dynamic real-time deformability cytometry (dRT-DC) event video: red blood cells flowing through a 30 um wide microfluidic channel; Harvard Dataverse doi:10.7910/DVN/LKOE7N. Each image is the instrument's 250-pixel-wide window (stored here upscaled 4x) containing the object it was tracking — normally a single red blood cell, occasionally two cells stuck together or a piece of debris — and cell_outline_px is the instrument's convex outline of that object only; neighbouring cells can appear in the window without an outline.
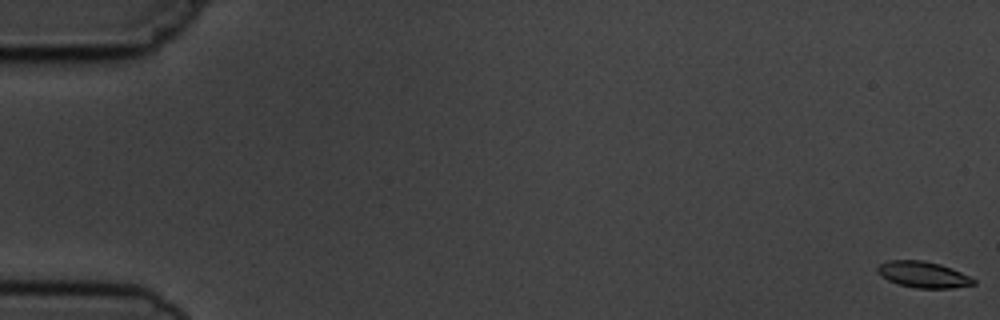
{"species": "common noctule bat (a hibernating species)", "species_latin": "Nyctalus noctula", "temperature_condition": "cold", "stored_images_in_passage": 15, "camera_frame_rate_fps": 3000, "um_per_image_px": 0.085, "animal": {"sex": "male", "body_mass_g": 19.5, "forearm_length_mm": 54.6}, "frame": {"image": 1, "passage_image": 1, "time_ms": 0.0, "image_size_px": [1000, 320], "cell_outline_px": [[976, 284], [952, 288], [916, 288], [900, 284], [888, 280], [876, 268], [880, 264], [888, 260], [920, 260], [940, 264], [952, 268], [976, 280]], "centroid_in_image_um": [78.51, 23.34], "position_along_channel_um": 6.5, "area_um2": 14.39}}
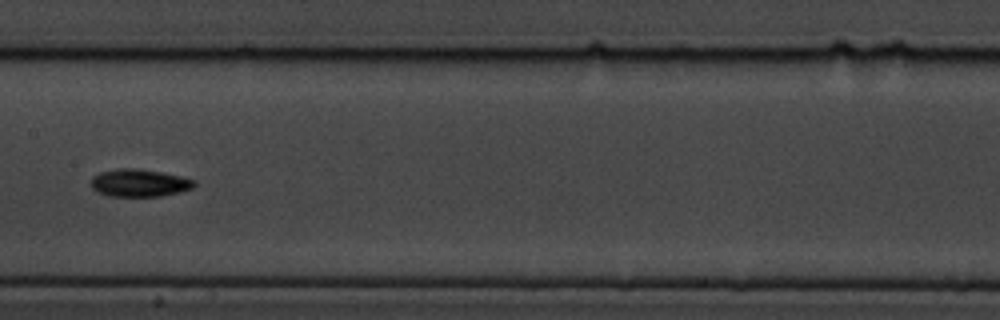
{"frame": {"image": 2, "passage_image": 8, "time_ms": 9.333, "image_size_px": [1000, 320], "cell_outline_px": [[196, 184], [192, 188], [180, 192], [160, 196], [108, 196], [96, 192], [92, 188], [92, 176], [100, 172], [120, 168], [132, 168], [160, 172], [180, 176], [196, 180]], "centroid_in_image_um": [11.83, 15.55], "position_along_channel_um": 195.6, "area_um2": 16.53}}
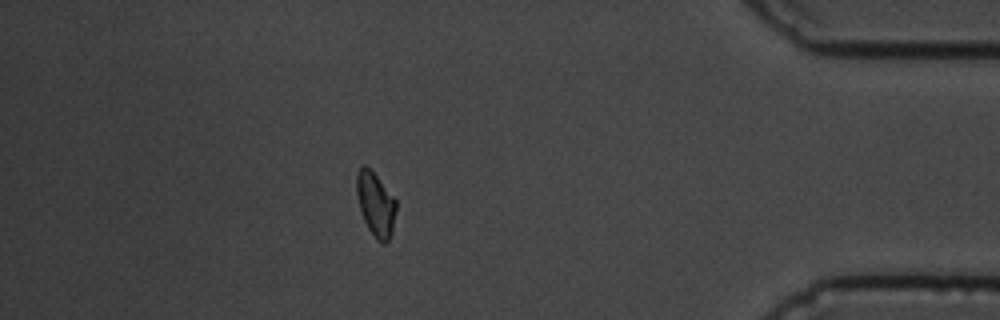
{"frame": {"image": 3, "passage_image": 14, "time_ms": 16.0, "image_size_px": [1000, 320], "cell_outline_px": [[396, 212], [392, 232], [388, 240], [384, 244], [380, 244], [376, 240], [368, 228], [364, 220], [360, 208], [356, 192], [356, 172], [364, 164], [376, 176], [396, 200]], "centroid_in_image_um": [31.92, 17.39], "position_along_channel_um": 403.3, "area_um2": 14.62}, "authors_computed_cell_mechanics": {"area_um2": 15.2592, "velocity_mm_per_s": 3.7123, "shape_relaxation_time_tau1_ms": 3.04, "shape_relaxation_time_tau2_ms": null, "deformation_change_tau1": 0.1069, "deformation_change_tau2": null}}